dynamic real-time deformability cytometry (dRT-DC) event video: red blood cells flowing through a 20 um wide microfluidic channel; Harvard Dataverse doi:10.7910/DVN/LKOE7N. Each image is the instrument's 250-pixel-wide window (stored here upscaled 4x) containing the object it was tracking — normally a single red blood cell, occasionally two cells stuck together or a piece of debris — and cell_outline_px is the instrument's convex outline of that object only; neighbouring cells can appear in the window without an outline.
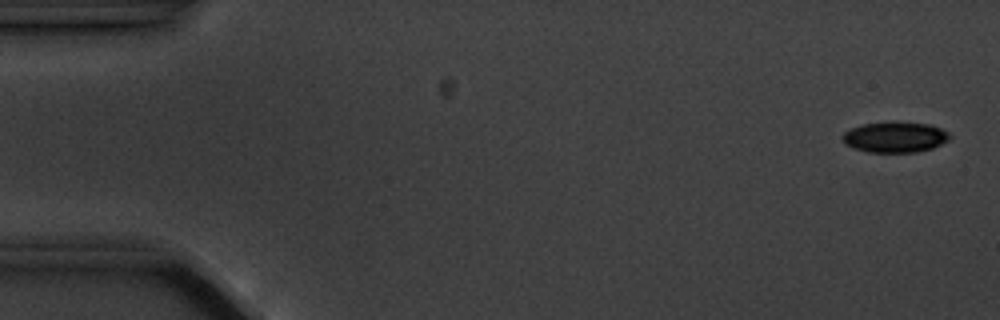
{"species": "common noctule bat (a hibernating species)", "species_latin": "Nyctalus noctula", "temperature_condition": "cold", "stored_images_in_passage": 6, "camera_frame_rate_fps": 3000, "um_per_image_px": 0.085, "animal": {"sex": "male", "body_mass_g": 20.1, "forearm_length_mm": 53.5}, "frame": {"image": 1, "passage_image": 1, "time_ms": 0.0, "image_size_px": [1000, 320], "cell_outline_px": [[952, 136], [948, 140], [932, 148], [916, 152], [868, 152], [852, 148], [844, 144], [840, 136], [848, 128], [864, 124], [892, 120], [928, 124], [940, 128], [948, 132]], "centroid_in_image_um": [76.02, 11.63], "position_along_channel_um": 9.0, "area_um2": 19.59}}